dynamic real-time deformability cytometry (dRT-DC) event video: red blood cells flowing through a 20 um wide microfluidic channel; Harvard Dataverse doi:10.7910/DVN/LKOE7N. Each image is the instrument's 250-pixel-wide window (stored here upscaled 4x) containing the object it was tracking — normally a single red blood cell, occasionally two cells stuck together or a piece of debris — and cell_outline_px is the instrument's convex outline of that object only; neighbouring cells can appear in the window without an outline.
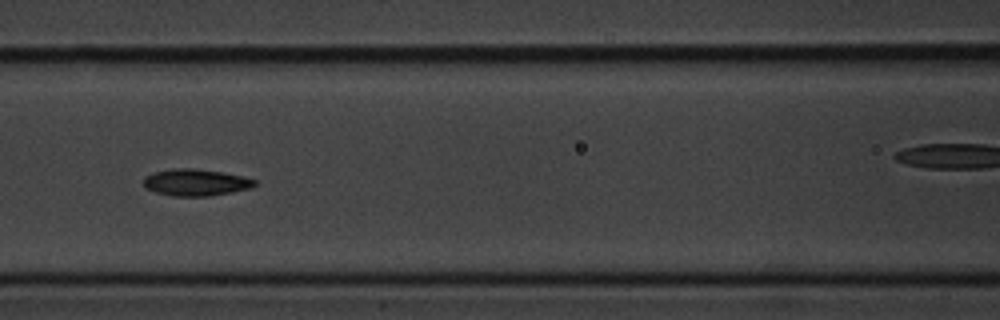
{"species": "common noctule bat (a hibernating species)", "species_latin": "Nyctalus noctula", "temperature_condition": "cold", "stored_images_in_passage": 11, "camera_frame_rate_fps": 3000, "um_per_image_px": 0.085, "animal": {"sex": "male", "body_mass_g": 20.1, "forearm_length_mm": 53.5}, "frame": {"image": 1, "passage_image": 7, "time_ms": 2.0, "image_size_px": [1000, 320], "cell_outline_px": [[256, 184], [252, 188], [232, 192], [208, 196], [172, 196], [156, 192], [144, 188], [144, 176], [156, 172], [172, 168], [192, 168], [224, 172], [244, 176], [256, 180]], "centroid_in_image_um": [16.65, 15.5], "position_along_channel_um": 149.9, "area_um2": 17.46}}